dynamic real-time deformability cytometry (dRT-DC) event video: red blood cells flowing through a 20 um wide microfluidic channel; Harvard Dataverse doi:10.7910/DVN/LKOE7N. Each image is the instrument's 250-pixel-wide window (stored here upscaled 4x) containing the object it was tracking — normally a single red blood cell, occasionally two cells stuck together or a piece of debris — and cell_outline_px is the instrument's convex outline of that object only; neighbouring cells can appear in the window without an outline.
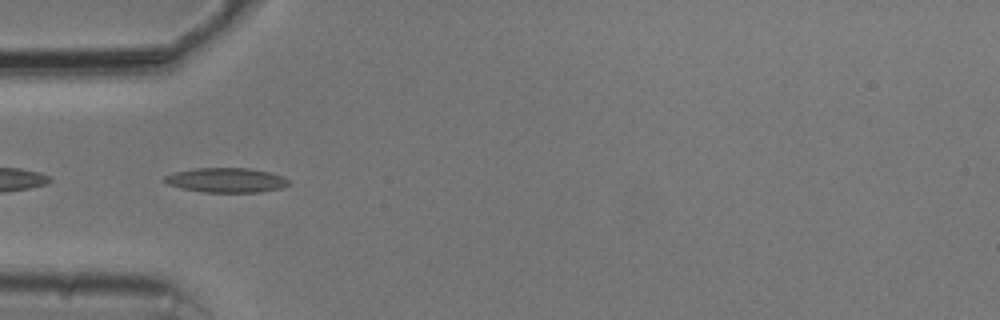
{"species": "common noctule bat (a hibernating species)", "species_latin": "Nyctalus noctula", "temperature_condition": "cold", "stored_images_in_passage": 5, "camera_frame_rate_fps": 3000, "um_per_image_px": 0.085, "animal": {"sex": "male", "body_mass_g": 20.5, "forearm_length_mm": 52.5}, "frame": {"image": 1, "passage_image": 3, "time_ms": 0.667, "image_size_px": [1000, 320], "cell_outline_px": [[292, 184], [280, 188], [260, 192], [204, 192], [184, 188], [168, 184], [160, 180], [164, 176], [176, 172], [196, 168], [248, 168], [268, 172], [284, 176]], "centroid_in_image_um": [19.25, 15.31], "position_along_channel_um": 65.8, "area_um2": 17.74}}